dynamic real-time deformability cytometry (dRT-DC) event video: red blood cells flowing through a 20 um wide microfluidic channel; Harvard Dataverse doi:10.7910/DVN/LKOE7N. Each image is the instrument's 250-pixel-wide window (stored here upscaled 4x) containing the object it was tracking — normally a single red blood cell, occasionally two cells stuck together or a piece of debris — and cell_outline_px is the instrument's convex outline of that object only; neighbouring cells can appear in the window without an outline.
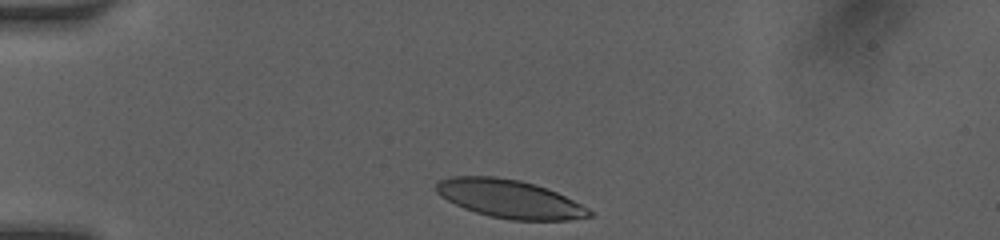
{"species": "human", "species_latin": "Homo sapiens", "temperature_condition": "room temperature", "stored_images_in_passage": 32, "camera_frame_rate_fps": 3000, "um_per_image_px": 0.085, "donor": {"sex": "female"}, "frame": {"image": 1, "passage_image": 1, "time_ms": 0.0, "image_size_px": [1000, 240], "cell_outline_px": [[592, 216], [568, 220], [512, 220], [488, 216], [464, 208], [440, 196], [436, 192], [436, 184], [440, 180], [452, 176], [496, 176], [520, 180], [548, 188], [588, 208], [592, 212]], "centroid_in_image_um": [43.3, 16.9], "position_along_channel_um": 41.7, "area_um2": 33.99}}
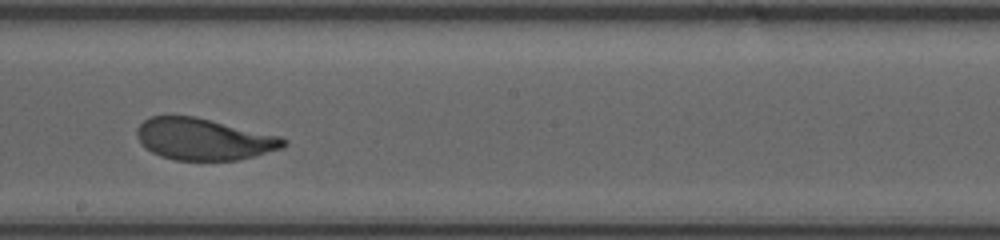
{"frame": {"image": 2, "passage_image": 18, "time_ms": 5.667, "image_size_px": [1000, 240], "cell_outline_px": [[288, 144], [284, 148], [256, 156], [236, 160], [176, 160], [160, 156], [152, 152], [140, 144], [136, 136], [136, 132], [140, 124], [144, 120], [152, 116], [192, 116], [280, 136], [288, 140]], "centroid_in_image_um": [17.33, 11.84], "position_along_channel_um": 230.9, "area_um2": 35.55}}
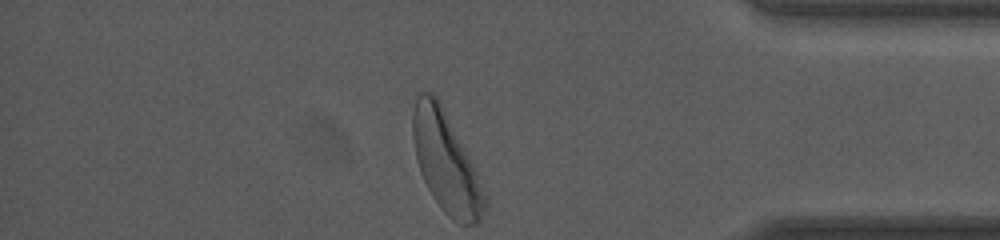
{"frame": {"image": 3, "passage_image": 32, "time_ms": 10.333, "image_size_px": [1000, 240], "cell_outline_px": [[488, 204], [480, 220], [476, 224], [460, 224], [452, 220], [444, 212], [428, 188], [420, 172], [416, 156], [412, 136], [412, 116], [416, 96], [420, 92], [432, 92], [436, 96], [468, 156], [476, 172], [488, 200]], "centroid_in_image_um": [37.9, 13.83], "position_along_channel_um": 397.3, "area_um2": 41.15}, "authors_computed_cell_mechanics": {"area_um2": 35.9805, "velocity_mm_per_s": 4.0715, "shape_relaxation_time_tau1_ms": 2.175, "shape_relaxation_time_tau2_ms": 0.9881, "deformation_change_tau1": 0.171, "deformation_change_tau2": 0.0701}}